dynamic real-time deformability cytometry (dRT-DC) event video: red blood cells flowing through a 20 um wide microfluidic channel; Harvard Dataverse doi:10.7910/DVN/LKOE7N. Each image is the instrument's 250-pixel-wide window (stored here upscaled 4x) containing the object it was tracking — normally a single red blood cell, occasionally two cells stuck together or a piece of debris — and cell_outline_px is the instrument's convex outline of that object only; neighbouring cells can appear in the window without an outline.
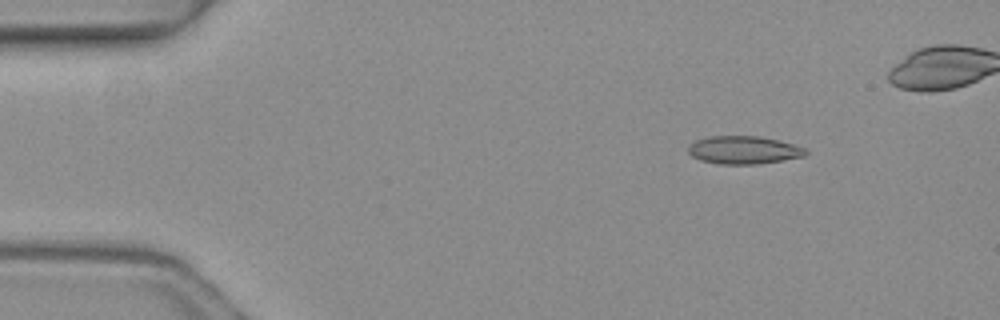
{"species": "common noctule bat (a hibernating species)", "species_latin": "Nyctalus noctula", "temperature_condition": "warm", "stored_images_in_passage": 4, "camera_frame_rate_fps": 3000, "um_per_image_px": 0.085, "animal": {"sex": "female", "body_mass_g": 19.3, "forearm_length_mm": 54.1}, "frame": {"image": 1, "passage_image": 2, "time_ms": 0.333, "image_size_px": [1000, 320], "cell_outline_px": [[808, 152], [804, 156], [784, 160], [760, 164], [720, 164], [700, 160], [692, 156], [688, 152], [688, 144], [696, 140], [712, 136], [760, 136], [780, 140], [804, 148]], "centroid_in_image_um": [63.2, 12.75], "position_along_channel_um": 21.8, "area_um2": 19.19}}
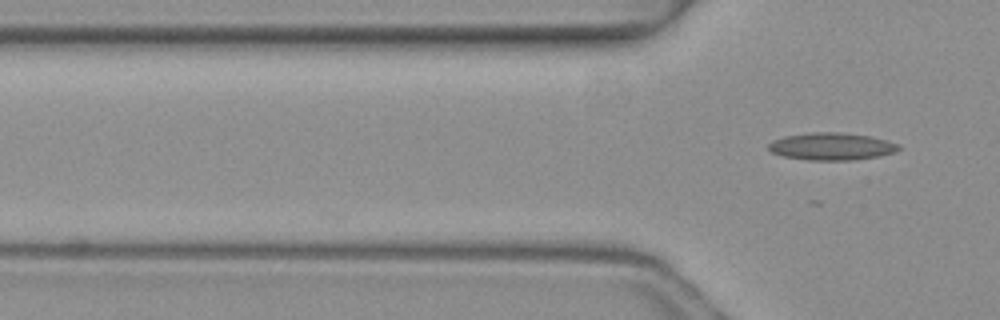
{"frame": {"image": 2, "passage_image": 4, "time_ms": 1.0, "image_size_px": [1000, 320], "cell_outline_px": [[900, 148], [896, 152], [880, 156], [852, 160], [808, 160], [784, 156], [772, 152], [768, 148], [768, 144], [772, 140], [784, 136], [812, 132], [840, 132], [868, 136], [888, 140], [900, 144]], "centroid_in_image_um": [70.7, 12.44], "position_along_channel_um": 55.1, "area_um2": 20.81}}